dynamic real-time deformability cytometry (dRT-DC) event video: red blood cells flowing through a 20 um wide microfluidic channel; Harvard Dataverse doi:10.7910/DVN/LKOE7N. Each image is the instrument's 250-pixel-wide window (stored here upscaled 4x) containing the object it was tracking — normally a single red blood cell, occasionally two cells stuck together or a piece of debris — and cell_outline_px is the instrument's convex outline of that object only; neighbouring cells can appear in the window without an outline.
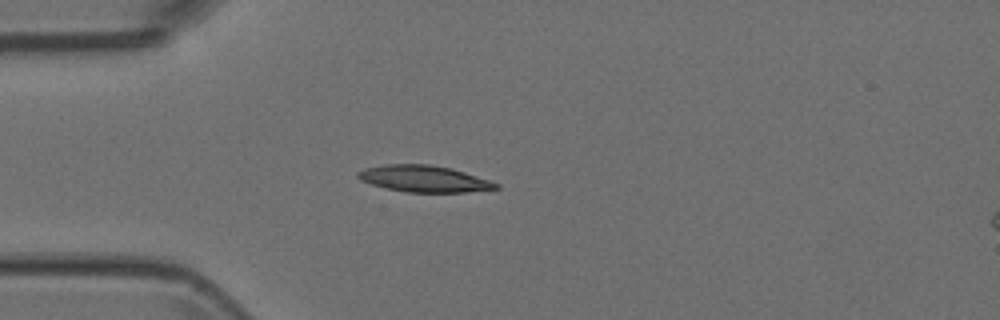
{"species": "Egyptian fruit bat (a non-hibernating species)", "species_latin": "Rousettus aegyptiacus", "temperature_condition": "room temperature", "stored_images_in_passage": 5, "camera_frame_rate_fps": 3000, "um_per_image_px": 0.085, "animal": {"sex": "female"}, "frame": {"image": 1, "passage_image": 5, "time_ms": 1.333, "image_size_px": [1000, 320], "cell_outline_px": [[500, 188], [468, 192], [408, 192], [388, 188], [372, 184], [360, 180], [356, 176], [356, 172], [364, 168], [384, 164], [428, 164], [448, 168], [464, 172], [500, 184]], "centroid_in_image_um": [36.01, 15.19], "position_along_channel_um": 49.0, "area_um2": 21.15}}